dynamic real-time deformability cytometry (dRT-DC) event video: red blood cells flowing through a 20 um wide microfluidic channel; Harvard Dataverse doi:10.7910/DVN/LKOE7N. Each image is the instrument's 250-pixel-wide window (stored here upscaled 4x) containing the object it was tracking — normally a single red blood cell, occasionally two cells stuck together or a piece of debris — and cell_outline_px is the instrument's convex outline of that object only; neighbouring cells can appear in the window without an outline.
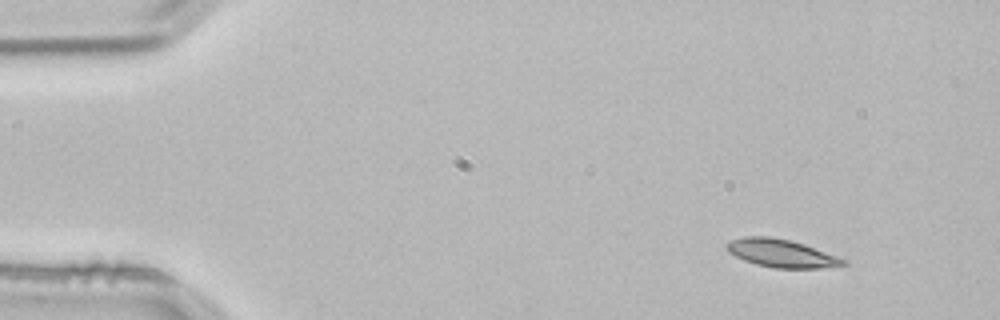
{"species": "common noctule bat (a hibernating species)", "species_latin": "Nyctalus noctula", "temperature_condition": "room temperature", "stored_images_in_passage": 3, "camera_frame_rate_fps": 3000, "um_per_image_px": 0.085, "animal": {"sex": "male", "body_mass_g": 21.5, "forearm_length_mm": 52.0}, "frame": {"image": 1, "passage_image": 1, "time_ms": 0.0, "image_size_px": [1000, 320], "cell_outline_px": [[848, 264], [820, 268], [772, 268], [756, 264], [744, 260], [728, 252], [724, 244], [732, 240], [744, 236], [768, 236], [792, 240], [804, 244], [848, 260]], "centroid_in_image_um": [66.41, 21.52], "position_along_channel_um": 18.6, "area_um2": 19.07}}
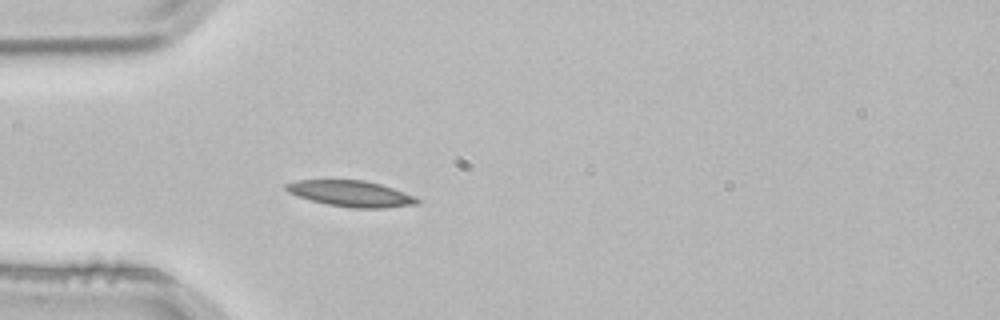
{"frame": {"image": 2, "passage_image": 3, "time_ms": 0.667, "image_size_px": [1000, 320], "cell_outline_px": [[420, 204], [384, 208], [352, 208], [328, 204], [296, 196], [288, 192], [284, 188], [284, 184], [296, 180], [364, 180], [380, 184], [416, 196], [420, 200]], "centroid_in_image_um": [29.84, 16.46], "position_along_channel_um": 55.2, "area_um2": 19.94}}